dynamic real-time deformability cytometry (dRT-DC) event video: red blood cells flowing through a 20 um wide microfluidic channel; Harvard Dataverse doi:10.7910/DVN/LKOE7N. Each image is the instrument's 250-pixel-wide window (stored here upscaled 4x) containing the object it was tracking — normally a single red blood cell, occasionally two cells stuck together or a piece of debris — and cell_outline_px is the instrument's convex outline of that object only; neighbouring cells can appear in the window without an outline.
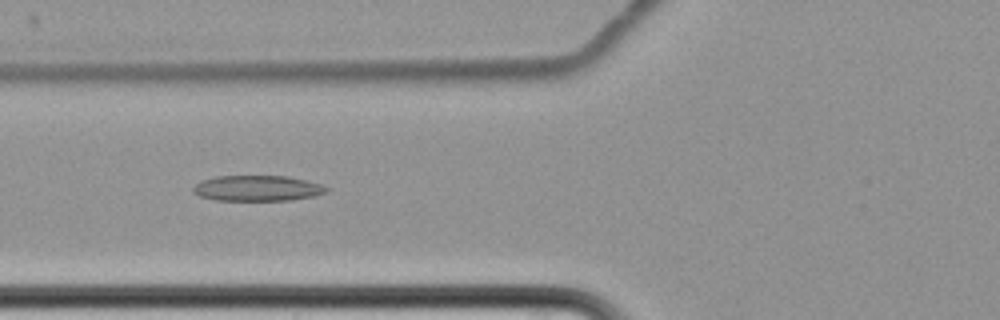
{"species": "common noctule bat (a hibernating species)", "species_latin": "Nyctalus noctula", "temperature_condition": "cold", "stored_images_in_passage": 8, "camera_frame_rate_fps": 3000, "um_per_image_px": 0.085, "animal": {"sex": "female", "body_mass_g": 22.7, "forearm_length_mm": 54.2}, "frame": {"image": 1, "passage_image": 8, "time_ms": 8.333, "image_size_px": [1000, 320], "cell_outline_px": [[328, 192], [316, 196], [292, 200], [216, 200], [200, 196], [192, 192], [192, 188], [200, 180], [216, 176], [288, 176], [320, 184], [328, 188]], "centroid_in_image_um": [21.87, 16.0], "position_along_channel_um": 103.9, "area_um2": 19.94}}